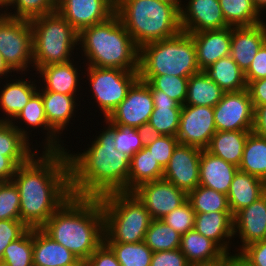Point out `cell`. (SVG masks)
<instances>
[{
  "mask_svg": "<svg viewBox=\"0 0 266 266\" xmlns=\"http://www.w3.org/2000/svg\"><path fill=\"white\" fill-rule=\"evenodd\" d=\"M12 181L19 191L20 220L29 229L41 228L72 197L65 150L37 151L18 166Z\"/></svg>",
  "mask_w": 266,
  "mask_h": 266,
  "instance_id": "6da1fadb",
  "label": "cell"
},
{
  "mask_svg": "<svg viewBox=\"0 0 266 266\" xmlns=\"http://www.w3.org/2000/svg\"><path fill=\"white\" fill-rule=\"evenodd\" d=\"M103 120L106 126L92 136L95 138L92 142L90 139L88 148L80 149L83 152L65 150L72 196L99 198L112 192H128L130 157L115 149L113 124Z\"/></svg>",
  "mask_w": 266,
  "mask_h": 266,
  "instance_id": "7a4b0ae2",
  "label": "cell"
},
{
  "mask_svg": "<svg viewBox=\"0 0 266 266\" xmlns=\"http://www.w3.org/2000/svg\"><path fill=\"white\" fill-rule=\"evenodd\" d=\"M41 229L84 263L104 242L100 198L72 196Z\"/></svg>",
  "mask_w": 266,
  "mask_h": 266,
  "instance_id": "3957f363",
  "label": "cell"
},
{
  "mask_svg": "<svg viewBox=\"0 0 266 266\" xmlns=\"http://www.w3.org/2000/svg\"><path fill=\"white\" fill-rule=\"evenodd\" d=\"M78 50L84 66L138 71L139 47L116 14L103 23L82 29Z\"/></svg>",
  "mask_w": 266,
  "mask_h": 266,
  "instance_id": "277c9868",
  "label": "cell"
},
{
  "mask_svg": "<svg viewBox=\"0 0 266 266\" xmlns=\"http://www.w3.org/2000/svg\"><path fill=\"white\" fill-rule=\"evenodd\" d=\"M115 14L139 48L182 31L180 11L159 0H115Z\"/></svg>",
  "mask_w": 266,
  "mask_h": 266,
  "instance_id": "5b68a950",
  "label": "cell"
},
{
  "mask_svg": "<svg viewBox=\"0 0 266 266\" xmlns=\"http://www.w3.org/2000/svg\"><path fill=\"white\" fill-rule=\"evenodd\" d=\"M196 49L189 33L154 41L139 48L138 75L187 77L200 72Z\"/></svg>",
  "mask_w": 266,
  "mask_h": 266,
  "instance_id": "8992f818",
  "label": "cell"
},
{
  "mask_svg": "<svg viewBox=\"0 0 266 266\" xmlns=\"http://www.w3.org/2000/svg\"><path fill=\"white\" fill-rule=\"evenodd\" d=\"M104 213V242H143L153 220L133 192H112L99 197Z\"/></svg>",
  "mask_w": 266,
  "mask_h": 266,
  "instance_id": "52a82bcc",
  "label": "cell"
},
{
  "mask_svg": "<svg viewBox=\"0 0 266 266\" xmlns=\"http://www.w3.org/2000/svg\"><path fill=\"white\" fill-rule=\"evenodd\" d=\"M30 24L33 71L76 58L72 54L75 49L78 51L79 33L57 11L34 18Z\"/></svg>",
  "mask_w": 266,
  "mask_h": 266,
  "instance_id": "ba28073f",
  "label": "cell"
},
{
  "mask_svg": "<svg viewBox=\"0 0 266 266\" xmlns=\"http://www.w3.org/2000/svg\"><path fill=\"white\" fill-rule=\"evenodd\" d=\"M82 68L85 69L82 77L88 80V92L92 93L91 100L94 99L91 104L98 106L103 119H107L126 98L129 88L139 78L138 71L94 66Z\"/></svg>",
  "mask_w": 266,
  "mask_h": 266,
  "instance_id": "9c48e42d",
  "label": "cell"
},
{
  "mask_svg": "<svg viewBox=\"0 0 266 266\" xmlns=\"http://www.w3.org/2000/svg\"><path fill=\"white\" fill-rule=\"evenodd\" d=\"M0 54L14 73L21 72L27 77L29 71H33L30 70L33 69V46L29 20L0 13Z\"/></svg>",
  "mask_w": 266,
  "mask_h": 266,
  "instance_id": "30bf717a",
  "label": "cell"
},
{
  "mask_svg": "<svg viewBox=\"0 0 266 266\" xmlns=\"http://www.w3.org/2000/svg\"><path fill=\"white\" fill-rule=\"evenodd\" d=\"M213 111L217 131L253 130L255 109L247 88L225 92Z\"/></svg>",
  "mask_w": 266,
  "mask_h": 266,
  "instance_id": "8fae6325",
  "label": "cell"
},
{
  "mask_svg": "<svg viewBox=\"0 0 266 266\" xmlns=\"http://www.w3.org/2000/svg\"><path fill=\"white\" fill-rule=\"evenodd\" d=\"M21 134L31 143L29 137H32V131L39 129L44 134L42 142L39 141L42 151H63L69 145L64 144V140L60 137L49 125L45 115L44 103L42 95L37 91L24 108L17 114V116L10 122ZM24 124V126H23ZM27 125V126H26ZM23 126V127H22ZM26 127V128H25ZM31 128L33 130H31ZM47 131V132H46ZM31 132V133H30ZM30 134V135H29ZM44 141V142H43ZM42 144V145H41ZM43 146V147H42ZM66 147V148H65Z\"/></svg>",
  "mask_w": 266,
  "mask_h": 266,
  "instance_id": "7c38bea8",
  "label": "cell"
},
{
  "mask_svg": "<svg viewBox=\"0 0 266 266\" xmlns=\"http://www.w3.org/2000/svg\"><path fill=\"white\" fill-rule=\"evenodd\" d=\"M154 104L150 86L138 78L129 88L126 98L107 120L119 127L137 128L149 121Z\"/></svg>",
  "mask_w": 266,
  "mask_h": 266,
  "instance_id": "4fadbf2b",
  "label": "cell"
},
{
  "mask_svg": "<svg viewBox=\"0 0 266 266\" xmlns=\"http://www.w3.org/2000/svg\"><path fill=\"white\" fill-rule=\"evenodd\" d=\"M216 131L213 107L186 104L182 106L176 136L180 144L205 150Z\"/></svg>",
  "mask_w": 266,
  "mask_h": 266,
  "instance_id": "5bb4252c",
  "label": "cell"
},
{
  "mask_svg": "<svg viewBox=\"0 0 266 266\" xmlns=\"http://www.w3.org/2000/svg\"><path fill=\"white\" fill-rule=\"evenodd\" d=\"M56 11L79 33L115 14V0H57Z\"/></svg>",
  "mask_w": 266,
  "mask_h": 266,
  "instance_id": "9a60e30c",
  "label": "cell"
},
{
  "mask_svg": "<svg viewBox=\"0 0 266 266\" xmlns=\"http://www.w3.org/2000/svg\"><path fill=\"white\" fill-rule=\"evenodd\" d=\"M152 219H161L187 200V194L164 179L146 182L132 191Z\"/></svg>",
  "mask_w": 266,
  "mask_h": 266,
  "instance_id": "2e32d148",
  "label": "cell"
},
{
  "mask_svg": "<svg viewBox=\"0 0 266 266\" xmlns=\"http://www.w3.org/2000/svg\"><path fill=\"white\" fill-rule=\"evenodd\" d=\"M201 151L200 148L179 143L164 168L162 179L186 194L193 191L199 185Z\"/></svg>",
  "mask_w": 266,
  "mask_h": 266,
  "instance_id": "e0dca14e",
  "label": "cell"
},
{
  "mask_svg": "<svg viewBox=\"0 0 266 266\" xmlns=\"http://www.w3.org/2000/svg\"><path fill=\"white\" fill-rule=\"evenodd\" d=\"M183 1L180 10V25L183 32L190 34L229 27L223 16L219 0Z\"/></svg>",
  "mask_w": 266,
  "mask_h": 266,
  "instance_id": "ac0fdd59",
  "label": "cell"
},
{
  "mask_svg": "<svg viewBox=\"0 0 266 266\" xmlns=\"http://www.w3.org/2000/svg\"><path fill=\"white\" fill-rule=\"evenodd\" d=\"M233 236H239L241 243L232 250L234 254L251 243L266 239V192L233 216Z\"/></svg>",
  "mask_w": 266,
  "mask_h": 266,
  "instance_id": "d6986e66",
  "label": "cell"
},
{
  "mask_svg": "<svg viewBox=\"0 0 266 266\" xmlns=\"http://www.w3.org/2000/svg\"><path fill=\"white\" fill-rule=\"evenodd\" d=\"M79 62L81 61L77 60L76 62L72 59L65 63L51 64L38 68L35 73L36 75L38 74L37 78H40L38 82L40 83L38 91H50L65 95L77 94L78 97L79 95L81 96L82 93L80 94L79 92L82 91L81 89H83V86L79 84H83L80 82L83 79V77H81V75H83L81 71L83 70H79L81 69V64Z\"/></svg>",
  "mask_w": 266,
  "mask_h": 266,
  "instance_id": "ffe728a7",
  "label": "cell"
},
{
  "mask_svg": "<svg viewBox=\"0 0 266 266\" xmlns=\"http://www.w3.org/2000/svg\"><path fill=\"white\" fill-rule=\"evenodd\" d=\"M265 42V21L252 26L231 27L230 57L245 73Z\"/></svg>",
  "mask_w": 266,
  "mask_h": 266,
  "instance_id": "44dd1931",
  "label": "cell"
},
{
  "mask_svg": "<svg viewBox=\"0 0 266 266\" xmlns=\"http://www.w3.org/2000/svg\"><path fill=\"white\" fill-rule=\"evenodd\" d=\"M20 75L4 79L2 82L5 84L0 85V111H3L0 122H11L39 89L38 80H27L22 73Z\"/></svg>",
  "mask_w": 266,
  "mask_h": 266,
  "instance_id": "7402d4cb",
  "label": "cell"
},
{
  "mask_svg": "<svg viewBox=\"0 0 266 266\" xmlns=\"http://www.w3.org/2000/svg\"><path fill=\"white\" fill-rule=\"evenodd\" d=\"M190 36L195 43L197 64L201 71L230 55L231 27L190 33Z\"/></svg>",
  "mask_w": 266,
  "mask_h": 266,
  "instance_id": "603a6c76",
  "label": "cell"
},
{
  "mask_svg": "<svg viewBox=\"0 0 266 266\" xmlns=\"http://www.w3.org/2000/svg\"><path fill=\"white\" fill-rule=\"evenodd\" d=\"M33 266H84L70 250L49 237L41 228L33 229Z\"/></svg>",
  "mask_w": 266,
  "mask_h": 266,
  "instance_id": "cb8c5ba5",
  "label": "cell"
},
{
  "mask_svg": "<svg viewBox=\"0 0 266 266\" xmlns=\"http://www.w3.org/2000/svg\"><path fill=\"white\" fill-rule=\"evenodd\" d=\"M179 249L191 266H211L221 263L228 257L214 241L195 229L181 236Z\"/></svg>",
  "mask_w": 266,
  "mask_h": 266,
  "instance_id": "d4e9b609",
  "label": "cell"
},
{
  "mask_svg": "<svg viewBox=\"0 0 266 266\" xmlns=\"http://www.w3.org/2000/svg\"><path fill=\"white\" fill-rule=\"evenodd\" d=\"M42 95L45 115L48 125L61 137L63 131L69 124H73L71 121L75 119L78 113V106H81V98L77 95H65L50 91H39ZM77 109V110H76ZM74 117V119H72Z\"/></svg>",
  "mask_w": 266,
  "mask_h": 266,
  "instance_id": "484cf974",
  "label": "cell"
},
{
  "mask_svg": "<svg viewBox=\"0 0 266 266\" xmlns=\"http://www.w3.org/2000/svg\"><path fill=\"white\" fill-rule=\"evenodd\" d=\"M194 229L214 241L228 256L234 254L230 251L234 238L231 212L195 213Z\"/></svg>",
  "mask_w": 266,
  "mask_h": 266,
  "instance_id": "4316f807",
  "label": "cell"
},
{
  "mask_svg": "<svg viewBox=\"0 0 266 266\" xmlns=\"http://www.w3.org/2000/svg\"><path fill=\"white\" fill-rule=\"evenodd\" d=\"M238 167L212 155L206 149L201 151L199 185L228 194Z\"/></svg>",
  "mask_w": 266,
  "mask_h": 266,
  "instance_id": "83f0119b",
  "label": "cell"
},
{
  "mask_svg": "<svg viewBox=\"0 0 266 266\" xmlns=\"http://www.w3.org/2000/svg\"><path fill=\"white\" fill-rule=\"evenodd\" d=\"M266 192V182L254 175L238 171L227 194L232 215L248 207Z\"/></svg>",
  "mask_w": 266,
  "mask_h": 266,
  "instance_id": "f1b7e54d",
  "label": "cell"
},
{
  "mask_svg": "<svg viewBox=\"0 0 266 266\" xmlns=\"http://www.w3.org/2000/svg\"><path fill=\"white\" fill-rule=\"evenodd\" d=\"M151 95L154 108L148 122L162 135L177 136L182 105L160 90Z\"/></svg>",
  "mask_w": 266,
  "mask_h": 266,
  "instance_id": "f546056e",
  "label": "cell"
},
{
  "mask_svg": "<svg viewBox=\"0 0 266 266\" xmlns=\"http://www.w3.org/2000/svg\"><path fill=\"white\" fill-rule=\"evenodd\" d=\"M250 132L252 131H216L206 150L212 155L239 167Z\"/></svg>",
  "mask_w": 266,
  "mask_h": 266,
  "instance_id": "4dcf8cb0",
  "label": "cell"
},
{
  "mask_svg": "<svg viewBox=\"0 0 266 266\" xmlns=\"http://www.w3.org/2000/svg\"><path fill=\"white\" fill-rule=\"evenodd\" d=\"M225 91L204 71L193 74L188 79L186 105L214 107Z\"/></svg>",
  "mask_w": 266,
  "mask_h": 266,
  "instance_id": "1f68e13d",
  "label": "cell"
},
{
  "mask_svg": "<svg viewBox=\"0 0 266 266\" xmlns=\"http://www.w3.org/2000/svg\"><path fill=\"white\" fill-rule=\"evenodd\" d=\"M163 173L164 169L144 146L130 158L128 192H132L143 183L162 179Z\"/></svg>",
  "mask_w": 266,
  "mask_h": 266,
  "instance_id": "d6a6232c",
  "label": "cell"
},
{
  "mask_svg": "<svg viewBox=\"0 0 266 266\" xmlns=\"http://www.w3.org/2000/svg\"><path fill=\"white\" fill-rule=\"evenodd\" d=\"M204 72L225 92H238L247 88L245 73L230 55L219 59Z\"/></svg>",
  "mask_w": 266,
  "mask_h": 266,
  "instance_id": "836d02e7",
  "label": "cell"
},
{
  "mask_svg": "<svg viewBox=\"0 0 266 266\" xmlns=\"http://www.w3.org/2000/svg\"><path fill=\"white\" fill-rule=\"evenodd\" d=\"M238 168L266 182V138L253 131L248 134Z\"/></svg>",
  "mask_w": 266,
  "mask_h": 266,
  "instance_id": "e575fe53",
  "label": "cell"
},
{
  "mask_svg": "<svg viewBox=\"0 0 266 266\" xmlns=\"http://www.w3.org/2000/svg\"><path fill=\"white\" fill-rule=\"evenodd\" d=\"M219 4L229 27L252 26L264 21L252 0H219Z\"/></svg>",
  "mask_w": 266,
  "mask_h": 266,
  "instance_id": "d590c367",
  "label": "cell"
},
{
  "mask_svg": "<svg viewBox=\"0 0 266 266\" xmlns=\"http://www.w3.org/2000/svg\"><path fill=\"white\" fill-rule=\"evenodd\" d=\"M32 144L10 122H0V153L8 158H31L38 148ZM35 150V151H34Z\"/></svg>",
  "mask_w": 266,
  "mask_h": 266,
  "instance_id": "8d00e7d4",
  "label": "cell"
},
{
  "mask_svg": "<svg viewBox=\"0 0 266 266\" xmlns=\"http://www.w3.org/2000/svg\"><path fill=\"white\" fill-rule=\"evenodd\" d=\"M187 200L195 213L231 212L226 194L201 185L187 194Z\"/></svg>",
  "mask_w": 266,
  "mask_h": 266,
  "instance_id": "74e56055",
  "label": "cell"
},
{
  "mask_svg": "<svg viewBox=\"0 0 266 266\" xmlns=\"http://www.w3.org/2000/svg\"><path fill=\"white\" fill-rule=\"evenodd\" d=\"M181 235L161 219H153L144 237L152 252L180 248Z\"/></svg>",
  "mask_w": 266,
  "mask_h": 266,
  "instance_id": "f35d334b",
  "label": "cell"
},
{
  "mask_svg": "<svg viewBox=\"0 0 266 266\" xmlns=\"http://www.w3.org/2000/svg\"><path fill=\"white\" fill-rule=\"evenodd\" d=\"M115 254L121 266H150L153 252L143 242H104Z\"/></svg>",
  "mask_w": 266,
  "mask_h": 266,
  "instance_id": "ab89813d",
  "label": "cell"
},
{
  "mask_svg": "<svg viewBox=\"0 0 266 266\" xmlns=\"http://www.w3.org/2000/svg\"><path fill=\"white\" fill-rule=\"evenodd\" d=\"M56 9L57 0H8L3 13L12 18L30 21L53 13Z\"/></svg>",
  "mask_w": 266,
  "mask_h": 266,
  "instance_id": "60d3db41",
  "label": "cell"
},
{
  "mask_svg": "<svg viewBox=\"0 0 266 266\" xmlns=\"http://www.w3.org/2000/svg\"><path fill=\"white\" fill-rule=\"evenodd\" d=\"M150 86V90L165 92L170 98L184 105L187 96V77L174 75H139Z\"/></svg>",
  "mask_w": 266,
  "mask_h": 266,
  "instance_id": "b9f144b4",
  "label": "cell"
},
{
  "mask_svg": "<svg viewBox=\"0 0 266 266\" xmlns=\"http://www.w3.org/2000/svg\"><path fill=\"white\" fill-rule=\"evenodd\" d=\"M33 229L11 242L3 252L2 263L6 266H33Z\"/></svg>",
  "mask_w": 266,
  "mask_h": 266,
  "instance_id": "7bdbcfd3",
  "label": "cell"
},
{
  "mask_svg": "<svg viewBox=\"0 0 266 266\" xmlns=\"http://www.w3.org/2000/svg\"><path fill=\"white\" fill-rule=\"evenodd\" d=\"M0 220H20V196L13 181H5L0 188Z\"/></svg>",
  "mask_w": 266,
  "mask_h": 266,
  "instance_id": "ee69618b",
  "label": "cell"
},
{
  "mask_svg": "<svg viewBox=\"0 0 266 266\" xmlns=\"http://www.w3.org/2000/svg\"><path fill=\"white\" fill-rule=\"evenodd\" d=\"M115 149L130 158L144 147L137 128L119 127L113 124Z\"/></svg>",
  "mask_w": 266,
  "mask_h": 266,
  "instance_id": "f6af8a7d",
  "label": "cell"
},
{
  "mask_svg": "<svg viewBox=\"0 0 266 266\" xmlns=\"http://www.w3.org/2000/svg\"><path fill=\"white\" fill-rule=\"evenodd\" d=\"M161 220L182 236L194 229L195 211L186 200L181 206L162 217Z\"/></svg>",
  "mask_w": 266,
  "mask_h": 266,
  "instance_id": "bcb514c9",
  "label": "cell"
},
{
  "mask_svg": "<svg viewBox=\"0 0 266 266\" xmlns=\"http://www.w3.org/2000/svg\"><path fill=\"white\" fill-rule=\"evenodd\" d=\"M178 144L179 140L176 136L162 135L153 143L146 145V147L150 150L151 155L158 164L164 169L168 165Z\"/></svg>",
  "mask_w": 266,
  "mask_h": 266,
  "instance_id": "7dc6e473",
  "label": "cell"
},
{
  "mask_svg": "<svg viewBox=\"0 0 266 266\" xmlns=\"http://www.w3.org/2000/svg\"><path fill=\"white\" fill-rule=\"evenodd\" d=\"M29 228L21 220H0V262L4 249L20 238Z\"/></svg>",
  "mask_w": 266,
  "mask_h": 266,
  "instance_id": "c3c4849f",
  "label": "cell"
},
{
  "mask_svg": "<svg viewBox=\"0 0 266 266\" xmlns=\"http://www.w3.org/2000/svg\"><path fill=\"white\" fill-rule=\"evenodd\" d=\"M238 255L250 266H266V239L245 246Z\"/></svg>",
  "mask_w": 266,
  "mask_h": 266,
  "instance_id": "681fc988",
  "label": "cell"
},
{
  "mask_svg": "<svg viewBox=\"0 0 266 266\" xmlns=\"http://www.w3.org/2000/svg\"><path fill=\"white\" fill-rule=\"evenodd\" d=\"M150 266H191L180 249L153 252Z\"/></svg>",
  "mask_w": 266,
  "mask_h": 266,
  "instance_id": "f907efd6",
  "label": "cell"
},
{
  "mask_svg": "<svg viewBox=\"0 0 266 266\" xmlns=\"http://www.w3.org/2000/svg\"><path fill=\"white\" fill-rule=\"evenodd\" d=\"M84 266H121L112 250L103 242L84 262Z\"/></svg>",
  "mask_w": 266,
  "mask_h": 266,
  "instance_id": "816d5d0a",
  "label": "cell"
},
{
  "mask_svg": "<svg viewBox=\"0 0 266 266\" xmlns=\"http://www.w3.org/2000/svg\"><path fill=\"white\" fill-rule=\"evenodd\" d=\"M266 78V42L258 50L248 70L245 72L247 85L254 80Z\"/></svg>",
  "mask_w": 266,
  "mask_h": 266,
  "instance_id": "f5cc1de1",
  "label": "cell"
},
{
  "mask_svg": "<svg viewBox=\"0 0 266 266\" xmlns=\"http://www.w3.org/2000/svg\"><path fill=\"white\" fill-rule=\"evenodd\" d=\"M30 158H8L0 153V179L12 181L19 165L25 164Z\"/></svg>",
  "mask_w": 266,
  "mask_h": 266,
  "instance_id": "db71d44e",
  "label": "cell"
},
{
  "mask_svg": "<svg viewBox=\"0 0 266 266\" xmlns=\"http://www.w3.org/2000/svg\"><path fill=\"white\" fill-rule=\"evenodd\" d=\"M253 107L266 104V78L251 81L247 85Z\"/></svg>",
  "mask_w": 266,
  "mask_h": 266,
  "instance_id": "11a10c76",
  "label": "cell"
},
{
  "mask_svg": "<svg viewBox=\"0 0 266 266\" xmlns=\"http://www.w3.org/2000/svg\"><path fill=\"white\" fill-rule=\"evenodd\" d=\"M254 133L266 138V104L257 106L254 112Z\"/></svg>",
  "mask_w": 266,
  "mask_h": 266,
  "instance_id": "9f6ffc18",
  "label": "cell"
},
{
  "mask_svg": "<svg viewBox=\"0 0 266 266\" xmlns=\"http://www.w3.org/2000/svg\"><path fill=\"white\" fill-rule=\"evenodd\" d=\"M137 132L139 133L144 146L153 143L156 139L162 136V134H160L149 122L137 127Z\"/></svg>",
  "mask_w": 266,
  "mask_h": 266,
  "instance_id": "6f0895ef",
  "label": "cell"
},
{
  "mask_svg": "<svg viewBox=\"0 0 266 266\" xmlns=\"http://www.w3.org/2000/svg\"><path fill=\"white\" fill-rule=\"evenodd\" d=\"M13 73V75H11ZM14 72L9 68V66L5 63L2 55L0 54V84L2 83V79H8L10 76H14ZM2 76V77H1ZM7 77V78H6Z\"/></svg>",
  "mask_w": 266,
  "mask_h": 266,
  "instance_id": "680465c9",
  "label": "cell"
},
{
  "mask_svg": "<svg viewBox=\"0 0 266 266\" xmlns=\"http://www.w3.org/2000/svg\"><path fill=\"white\" fill-rule=\"evenodd\" d=\"M261 15L266 13V0H252ZM263 13V14H262Z\"/></svg>",
  "mask_w": 266,
  "mask_h": 266,
  "instance_id": "91938a15",
  "label": "cell"
},
{
  "mask_svg": "<svg viewBox=\"0 0 266 266\" xmlns=\"http://www.w3.org/2000/svg\"><path fill=\"white\" fill-rule=\"evenodd\" d=\"M233 266H250L238 254H233Z\"/></svg>",
  "mask_w": 266,
  "mask_h": 266,
  "instance_id": "94428289",
  "label": "cell"
},
{
  "mask_svg": "<svg viewBox=\"0 0 266 266\" xmlns=\"http://www.w3.org/2000/svg\"><path fill=\"white\" fill-rule=\"evenodd\" d=\"M159 1L171 4L175 6L179 11L181 10L183 2H184L183 0H159Z\"/></svg>",
  "mask_w": 266,
  "mask_h": 266,
  "instance_id": "6125c7cd",
  "label": "cell"
},
{
  "mask_svg": "<svg viewBox=\"0 0 266 266\" xmlns=\"http://www.w3.org/2000/svg\"><path fill=\"white\" fill-rule=\"evenodd\" d=\"M211 266H233V254L228 256L224 261L221 263L211 265Z\"/></svg>",
  "mask_w": 266,
  "mask_h": 266,
  "instance_id": "be15d7a7",
  "label": "cell"
},
{
  "mask_svg": "<svg viewBox=\"0 0 266 266\" xmlns=\"http://www.w3.org/2000/svg\"><path fill=\"white\" fill-rule=\"evenodd\" d=\"M8 0H0V13L5 11Z\"/></svg>",
  "mask_w": 266,
  "mask_h": 266,
  "instance_id": "e7e4bbea",
  "label": "cell"
},
{
  "mask_svg": "<svg viewBox=\"0 0 266 266\" xmlns=\"http://www.w3.org/2000/svg\"><path fill=\"white\" fill-rule=\"evenodd\" d=\"M4 182H5V181H3L2 179H0V188H1V186L3 185Z\"/></svg>",
  "mask_w": 266,
  "mask_h": 266,
  "instance_id": "03108f58",
  "label": "cell"
},
{
  "mask_svg": "<svg viewBox=\"0 0 266 266\" xmlns=\"http://www.w3.org/2000/svg\"><path fill=\"white\" fill-rule=\"evenodd\" d=\"M0 266H6L4 263L0 262Z\"/></svg>",
  "mask_w": 266,
  "mask_h": 266,
  "instance_id": "003e7915",
  "label": "cell"
}]
</instances>
